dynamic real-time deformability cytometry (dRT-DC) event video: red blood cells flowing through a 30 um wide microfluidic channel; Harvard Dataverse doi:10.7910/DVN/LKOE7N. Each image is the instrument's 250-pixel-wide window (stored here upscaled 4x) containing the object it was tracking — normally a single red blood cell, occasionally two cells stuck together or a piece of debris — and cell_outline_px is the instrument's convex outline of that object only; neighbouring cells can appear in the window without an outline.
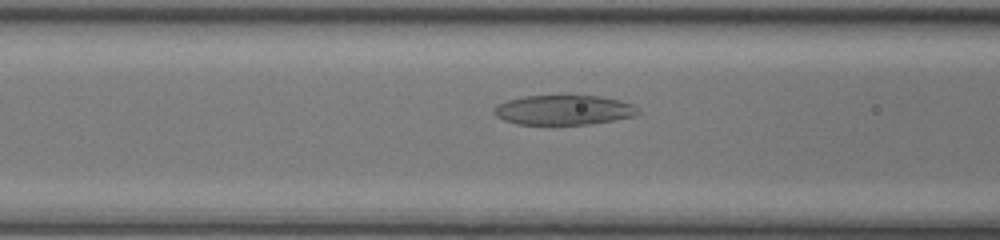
{"species": "common noctule bat (a hibernating species)", "species_latin": "Nyctalus noctula", "temperature_condition": "room temperature", "stored_images_in_passage": 35, "camera_frame_rate_fps": 3000, "um_per_image_px": 0.085, "animal": {"sex": "female", "body_mass_g": 17.0, "forearm_length_mm": 48.0}, "frame": {"image": 1, "passage_image": 7, "time_ms": 2.0, "image_size_px": [1000, 240], "cell_outline_px": [[640, 112], [632, 116], [612, 120], [588, 124], [516, 124], [504, 120], [496, 116], [492, 112], [492, 108], [508, 100], [524, 96], [600, 96], [620, 100], [632, 104]], "centroid_in_image_um": [47.87, 9.35], "position_along_channel_um": 118.7, "area_um2": 24.68}}
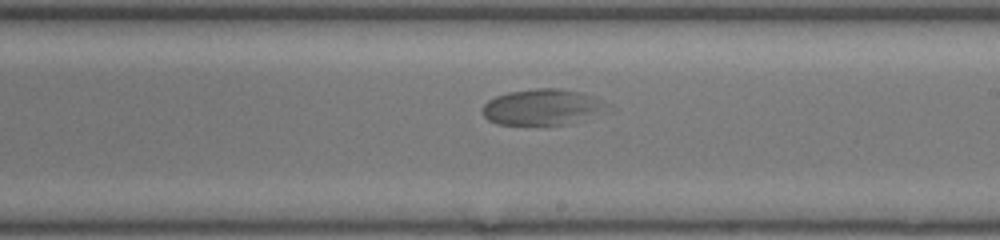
{"frame": {"image": 2, "passage_image": 16, "time_ms": 5.0, "image_size_px": [1000, 240], "cell_outline_px": [[596, 108], [568, 124], [496, 124], [488, 120], [484, 116], [484, 104], [488, 100], [496, 96], [508, 92], [536, 88], [560, 88], [580, 92], [596, 96]], "centroid_in_image_um": [45.81, 9.07], "position_along_channel_um": 243.2, "area_um2": 24.33}}
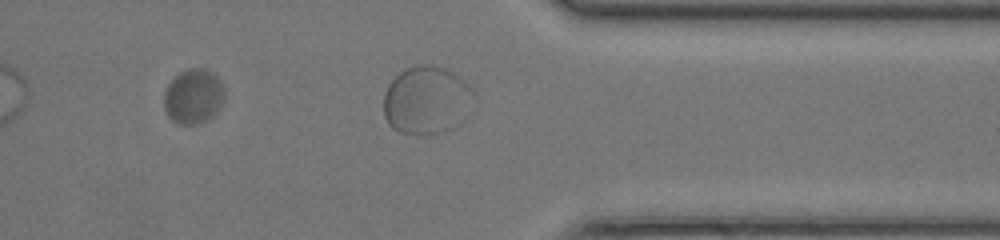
{"frame": {"image": 3, "passage_image": 26, "time_ms": 8.333, "image_size_px": [1000, 240], "cell_outline_px": [[224, 100], [216, 112], [204, 120], [196, 124], [180, 124], [172, 120], [168, 116], [164, 108], [164, 92], [168, 84], [180, 72], [188, 68], [204, 68], [216, 76], [224, 88]], "centroid_in_image_um": [16.42, 8.18], "position_along_channel_um": 395.0, "area_um2": 19.07}}